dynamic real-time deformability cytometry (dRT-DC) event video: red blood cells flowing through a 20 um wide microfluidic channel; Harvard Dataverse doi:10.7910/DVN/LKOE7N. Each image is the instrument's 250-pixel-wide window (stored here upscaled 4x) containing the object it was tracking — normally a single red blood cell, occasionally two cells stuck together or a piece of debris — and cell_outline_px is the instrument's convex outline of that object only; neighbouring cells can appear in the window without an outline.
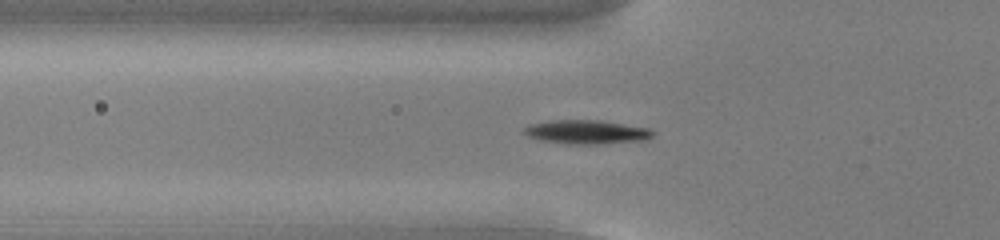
{"species": "common noctule bat (a hibernating species)", "species_latin": "Nyctalus noctula", "temperature_condition": "cold", "stored_images_in_passage": 54, "camera_frame_rate_fps": 3000, "um_per_image_px": 0.085, "animal": {"sex": "male", "body_mass_g": 13.0, "forearm_length_mm": 53.1}, "frame": {"image": 1, "passage_image": 19, "time_ms": 6.0, "image_size_px": [1000, 240], "cell_outline_px": [[656, 132], [648, 140], [604, 144], [568, 144], [540, 140], [528, 136], [524, 132], [524, 128], [528, 124], [552, 120], [600, 120], [652, 128]], "centroid_in_image_um": [49.93, 11.22], "position_along_channel_um": 75.9, "area_um2": 18.26}}
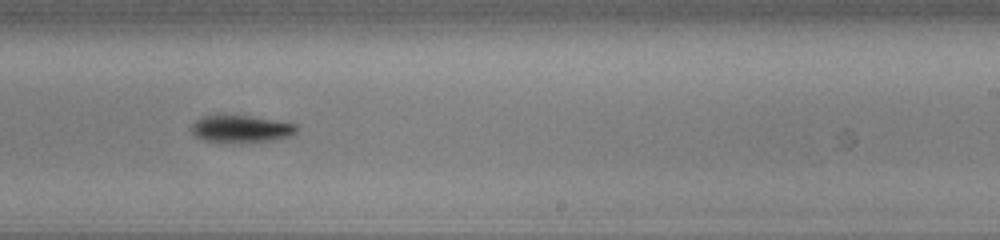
{"frame": {"image": 2, "passage_image": 34, "time_ms": 11.0, "image_size_px": [1000, 240], "cell_outline_px": [[300, 128], [292, 136], [272, 140], [232, 144], [204, 140], [196, 136], [188, 128], [196, 120], [204, 116], [252, 116], [296, 124]], "centroid_in_image_um": [20.5, 10.98], "position_along_channel_um": 268.5, "area_um2": 16.94}}
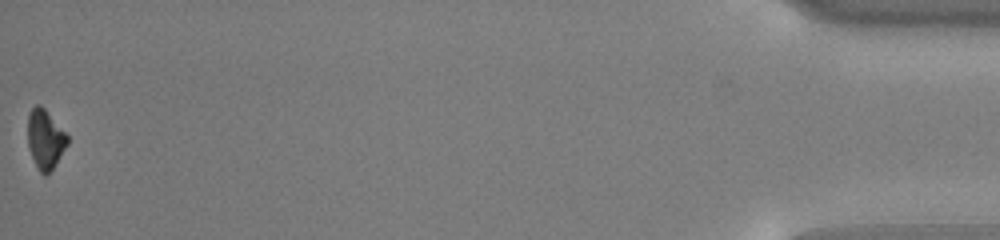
{"frame": {"image": 3, "passage_image": 54, "time_ms": 17.667, "image_size_px": [1000, 240], "cell_outline_px": [[68, 144], [52, 168], [44, 176], [40, 172], [32, 156], [28, 144], [28, 112], [36, 104], [40, 104], [44, 108], [68, 136]], "centroid_in_image_um": [3.83, 11.8], "position_along_channel_um": 431.4, "area_um2": 13.35}, "authors_computed_cell_mechanics": {"area_um2": 15.7216, "velocity_mm_per_s": 3.8501, "shape_relaxation_time_tau1_ms": 3.082, "shape_relaxation_time_tau2_ms": null, "deformation_change_tau1": 0.2019, "deformation_change_tau2": null}}